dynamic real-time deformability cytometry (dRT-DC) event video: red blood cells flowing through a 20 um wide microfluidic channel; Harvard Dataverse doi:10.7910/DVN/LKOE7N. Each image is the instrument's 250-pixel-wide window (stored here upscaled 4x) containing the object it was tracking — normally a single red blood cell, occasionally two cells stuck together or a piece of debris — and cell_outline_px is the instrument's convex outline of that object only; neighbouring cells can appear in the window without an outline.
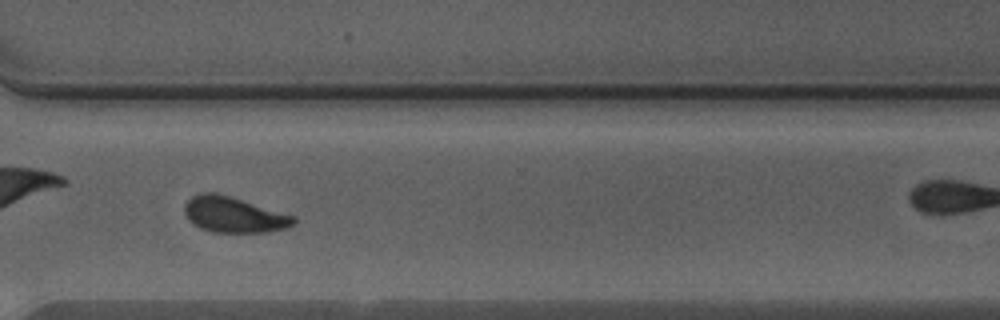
{"species": "Egyptian fruit bat (a non-hibernating species)", "species_latin": "Rousettus aegyptiacus", "temperature_condition": "warm", "stored_images_in_passage": 45, "camera_frame_rate_fps": 3000, "um_per_image_px": 0.085, "animal": {"sex": "male"}, "frame": {"image": 1, "passage_image": 32, "time_ms": 10.333, "image_size_px": [1000, 320], "cell_outline_px": [[296, 224], [284, 228], [268, 232], [212, 232], [200, 228], [192, 224], [188, 220], [184, 212], [184, 204], [192, 196], [200, 192], [216, 192], [296, 216]], "centroid_in_image_um": [19.85, 18.25], "position_along_channel_um": 350.8, "area_um2": 22.83}, "authors_computed_cell_mechanics": {"area_um2": 22.3108, "velocity_mm_per_s": 4.2942, "shape_relaxation_time_tau1_ms": 5.8298, "shape_relaxation_time_tau2_ms": 1.6362, "deformation_change_tau1": 0.1638, "deformation_change_tau2": 0.081}}